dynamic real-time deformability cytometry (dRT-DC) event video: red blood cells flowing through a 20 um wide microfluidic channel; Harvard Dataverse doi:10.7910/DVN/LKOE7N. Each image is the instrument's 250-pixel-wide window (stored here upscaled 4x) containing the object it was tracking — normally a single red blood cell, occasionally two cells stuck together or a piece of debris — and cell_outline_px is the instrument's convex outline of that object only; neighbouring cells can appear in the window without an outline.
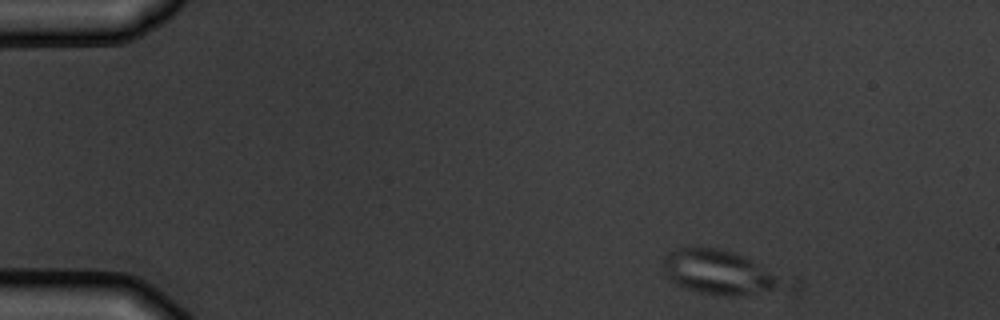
{"species": "common noctule bat (a hibernating species)", "species_latin": "Nyctalus noctula", "temperature_condition": "warm", "stored_images_in_passage": 4, "camera_frame_rate_fps": 3000, "um_per_image_px": 0.085, "animal": {"sex": "male", "body_mass_g": 19.5, "forearm_length_mm": 54.6}, "frame": {"image": 1, "passage_image": 1, "time_ms": 0.0, "image_size_px": [1000, 320], "cell_outline_px": [[804, 280], [796, 292], [736, 296], [724, 296], [700, 292], [676, 284], [668, 280], [664, 268], [664, 256], [668, 252], [680, 248], [696, 244], [716, 248], [732, 252], [796, 276]], "centroid_in_image_um": [61.67, 23.21], "position_along_channel_um": 23.3, "area_um2": 34.74}}
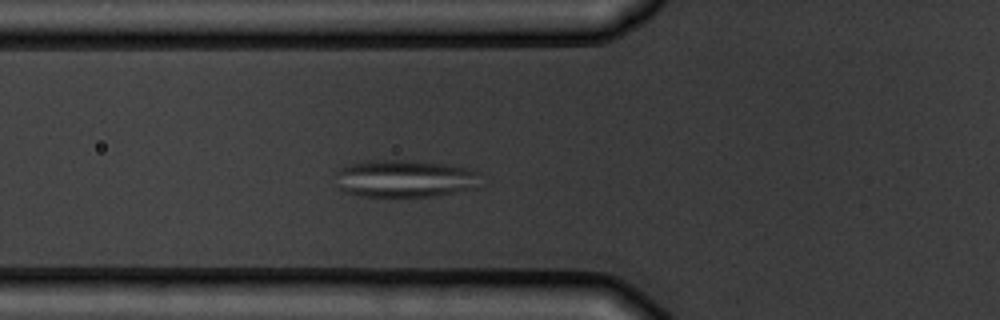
{"frame": {"image": 2, "passage_image": 4, "time_ms": 4.333, "image_size_px": [1000, 320], "cell_outline_px": [[480, 172], [476, 188], [432, 196], [360, 196], [344, 192], [340, 188], [336, 172], [340, 168], [348, 164], [368, 160], [408, 160], [452, 164], [476, 168]], "centroid_in_image_um": [34.46, 15.15], "position_along_channel_um": 91.3, "area_um2": 31.96}}